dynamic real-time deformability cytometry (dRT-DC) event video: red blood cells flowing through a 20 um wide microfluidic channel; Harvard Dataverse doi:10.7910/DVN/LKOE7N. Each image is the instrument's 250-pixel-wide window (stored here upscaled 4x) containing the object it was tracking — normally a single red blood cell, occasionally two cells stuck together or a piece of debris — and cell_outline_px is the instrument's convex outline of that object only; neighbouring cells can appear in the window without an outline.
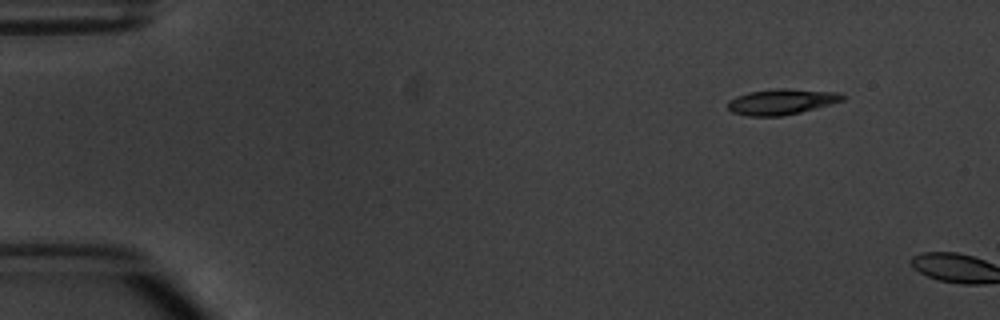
{"species": "common noctule bat (a hibernating species)", "species_latin": "Nyctalus noctula", "temperature_condition": "warm", "stored_images_in_passage": 2, "camera_frame_rate_fps": 3000, "um_per_image_px": 0.085, "animal": {"sex": "male", "body_mass_g": 20.1, "forearm_length_mm": 53.5}, "frame": {"image": 1, "passage_image": 1, "time_ms": 0.0, "image_size_px": [1000, 320], "cell_outline_px": [[844, 100], [816, 108], [784, 116], [748, 116], [732, 112], [728, 108], [728, 100], [736, 96], [748, 92], [776, 88], [788, 88], [840, 92], [844, 96]], "centroid_in_image_um": [66.42, 8.64], "position_along_channel_um": 18.6, "area_um2": 17.28}}